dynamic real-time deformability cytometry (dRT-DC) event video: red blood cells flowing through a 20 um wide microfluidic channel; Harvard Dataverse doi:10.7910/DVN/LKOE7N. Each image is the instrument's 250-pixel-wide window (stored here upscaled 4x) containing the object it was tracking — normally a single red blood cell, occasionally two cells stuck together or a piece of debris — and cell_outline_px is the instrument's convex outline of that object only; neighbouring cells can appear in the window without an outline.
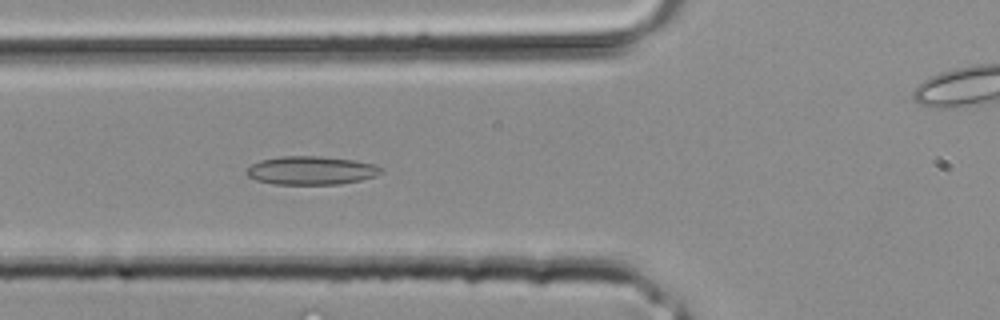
{"species": "common noctule bat (a hibernating species)", "species_latin": "Nyctalus noctula", "temperature_condition": "room temperature", "stored_images_in_passage": 4, "camera_frame_rate_fps": 3000, "um_per_image_px": 0.085, "animal": {"sex": "male", "body_mass_g": 20.4}, "frame": {"image": 1, "passage_image": 3, "time_ms": 0.667, "image_size_px": [1000, 320], "cell_outline_px": [[384, 172], [376, 176], [360, 180], [340, 184], [272, 184], [256, 180], [248, 176], [244, 172], [252, 164], [260, 160], [280, 156], [320, 156], [356, 160], [376, 164], [384, 168]], "centroid_in_image_um": [26.49, 14.48], "position_along_channel_um": 99.3, "area_um2": 22.6}}